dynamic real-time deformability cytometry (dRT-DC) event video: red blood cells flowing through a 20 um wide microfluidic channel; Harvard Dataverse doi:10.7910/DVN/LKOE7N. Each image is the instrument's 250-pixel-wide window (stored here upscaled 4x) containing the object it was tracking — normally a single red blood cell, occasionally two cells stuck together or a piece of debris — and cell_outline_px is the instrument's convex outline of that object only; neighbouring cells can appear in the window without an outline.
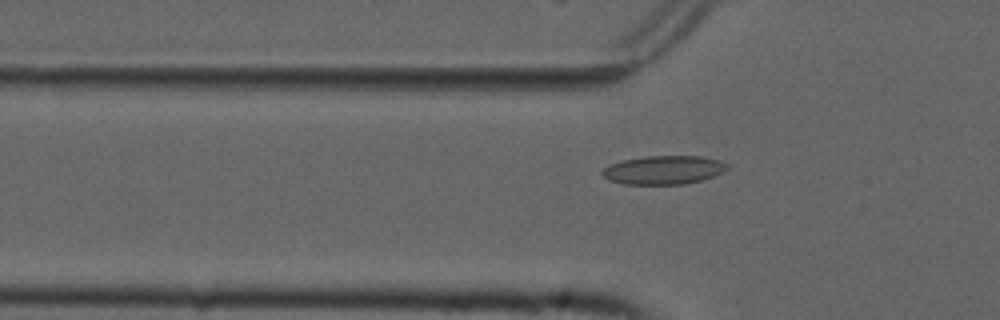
{"species": "common noctule bat (a hibernating species)", "species_latin": "Nyctalus noctula", "temperature_condition": "cold", "stored_images_in_passage": 47, "camera_frame_rate_fps": 3000, "um_per_image_px": 0.085, "animal": {"sex": "male", "forearm_length_mm": 52.5}, "frame": {"image": 1, "passage_image": 17, "time_ms": 5.333, "image_size_px": [1000, 320], "cell_outline_px": [[732, 164], [724, 172], [700, 180], [684, 184], [624, 184], [608, 180], [600, 172], [608, 164], [624, 160], [648, 156], [700, 156], [720, 160]], "centroid_in_image_um": [56.43, 14.44], "position_along_channel_um": 69.4, "area_um2": 20.92}}
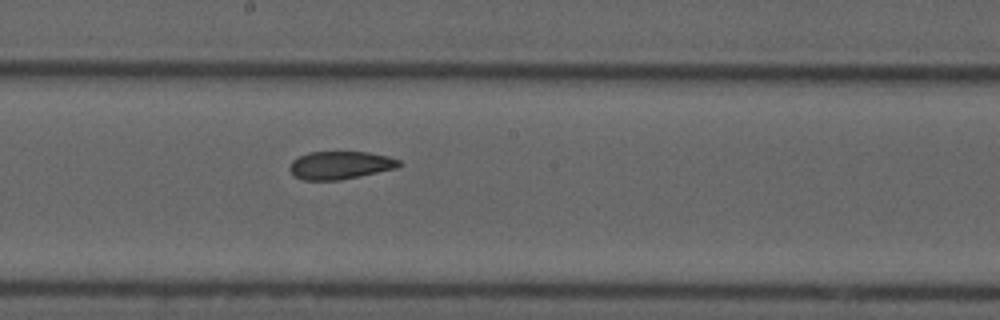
{"frame": {"image": 2, "passage_image": 29, "time_ms": 9.333, "image_size_px": [1000, 320], "cell_outline_px": [[404, 164], [396, 168], [360, 176], [340, 180], [304, 180], [296, 176], [288, 168], [292, 160], [308, 152], [368, 152], [388, 156], [400, 160]], "centroid_in_image_um": [28.94, 14.04], "position_along_channel_um": 219.3, "area_um2": 17.8}}
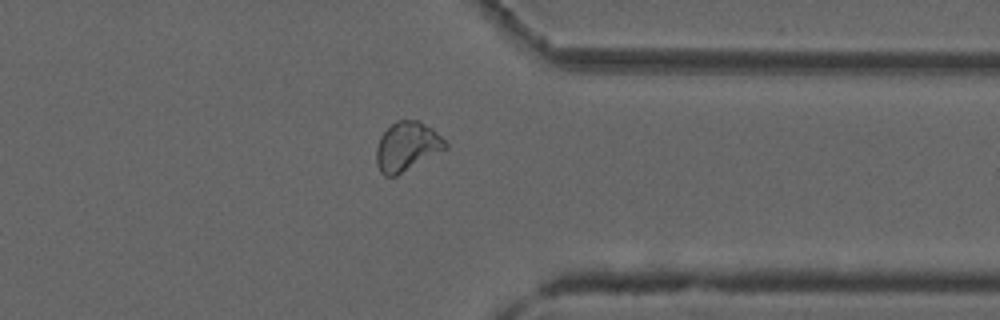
{"frame": {"image": 3, "passage_image": 42, "time_ms": 13.667, "image_size_px": [1000, 320], "cell_outline_px": [[448, 148], [396, 176], [384, 176], [380, 172], [376, 164], [376, 148], [380, 136], [396, 120], [420, 120], [432, 128], [448, 144]], "centroid_in_image_um": [34.58, 12.46], "position_along_channel_um": 376.8, "area_um2": 19.83}}